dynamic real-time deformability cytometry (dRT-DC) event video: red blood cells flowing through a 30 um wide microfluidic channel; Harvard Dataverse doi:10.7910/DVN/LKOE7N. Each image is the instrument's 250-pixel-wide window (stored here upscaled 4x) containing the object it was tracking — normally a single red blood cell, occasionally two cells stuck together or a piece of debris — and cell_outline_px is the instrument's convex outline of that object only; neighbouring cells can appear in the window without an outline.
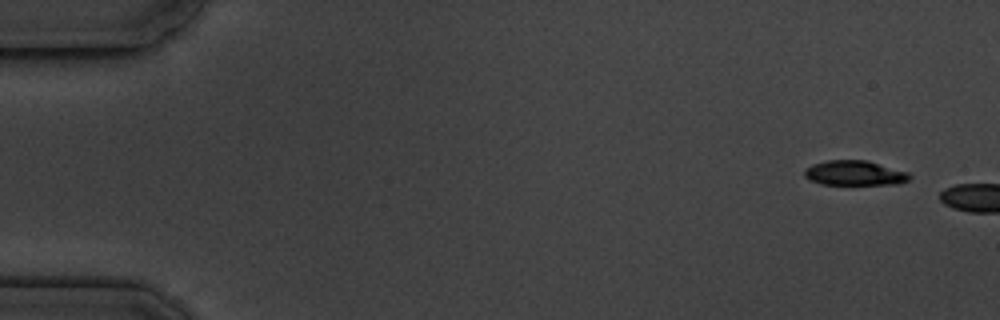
{"species": "common noctule bat (a hibernating species)", "species_latin": "Nyctalus noctula", "temperature_condition": "cold", "stored_images_in_passage": 2, "camera_frame_rate_fps": 3000, "um_per_image_px": 0.085, "animal": {"sex": "male", "body_mass_g": 19.5, "forearm_length_mm": 54.6}, "frame": {"image": 1, "passage_image": 1, "time_ms": 0.0, "image_size_px": [1000, 320], "cell_outline_px": [[912, 176], [908, 180], [896, 184], [820, 184], [808, 180], [804, 176], [804, 168], [812, 164], [828, 160], [868, 160], [908, 172]], "centroid_in_image_um": [72.61, 14.7], "position_along_channel_um": 12.4, "area_um2": 15.32}}